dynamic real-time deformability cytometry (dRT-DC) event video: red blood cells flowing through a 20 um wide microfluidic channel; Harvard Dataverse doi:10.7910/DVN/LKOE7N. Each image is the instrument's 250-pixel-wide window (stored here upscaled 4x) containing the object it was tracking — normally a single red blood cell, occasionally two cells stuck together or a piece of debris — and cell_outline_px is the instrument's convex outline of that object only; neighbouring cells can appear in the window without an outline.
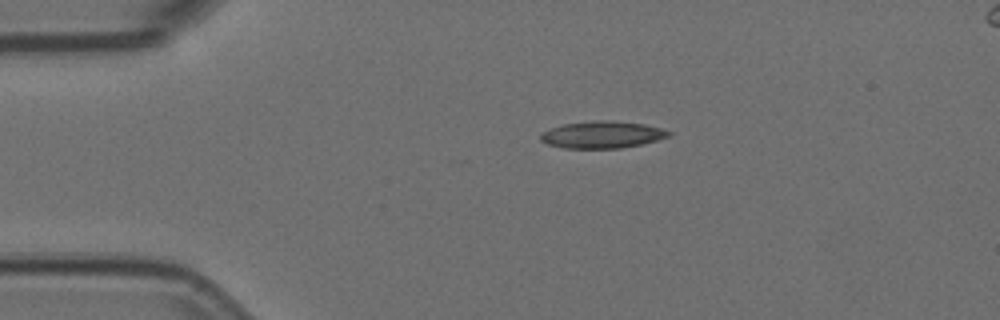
{"species": "Egyptian fruit bat (a non-hibernating species)", "species_latin": "Rousettus aegyptiacus", "temperature_condition": "room temperature", "stored_images_in_passage": 46, "camera_frame_rate_fps": 3000, "um_per_image_px": 0.085, "animal": {"sex": "female"}, "frame": {"image": 1, "passage_image": 1, "time_ms": 0.0, "image_size_px": [1000, 320], "cell_outline_px": [[672, 132], [668, 136], [656, 140], [640, 144], [620, 148], [560, 148], [548, 144], [540, 140], [540, 136], [544, 132], [552, 128], [564, 124], [596, 120], [612, 120], [644, 124], [660, 128]], "centroid_in_image_um": [51.17, 11.45], "position_along_channel_um": 33.8, "area_um2": 19.94}}
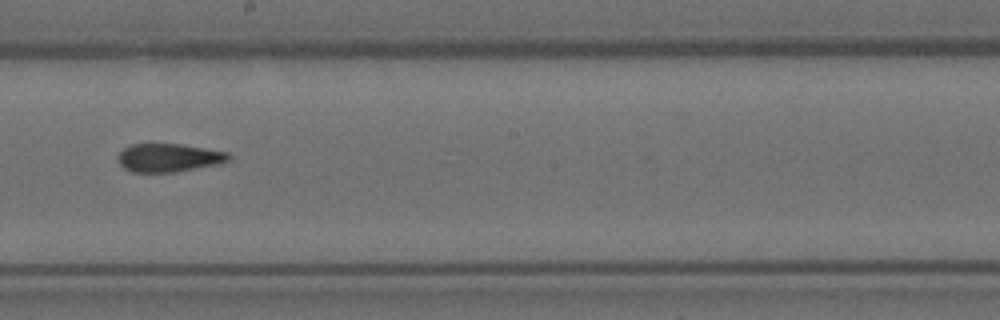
{"frame": {"image": 2, "passage_image": 21, "time_ms": 6.667, "image_size_px": [1000, 320], "cell_outline_px": [[232, 160], [220, 164], [176, 172], [132, 172], [124, 168], [120, 164], [116, 156], [124, 148], [132, 144], [180, 144], [228, 152], [232, 156]], "centroid_in_image_um": [14.38, 13.41], "position_along_channel_um": 233.8, "area_um2": 18.44}}
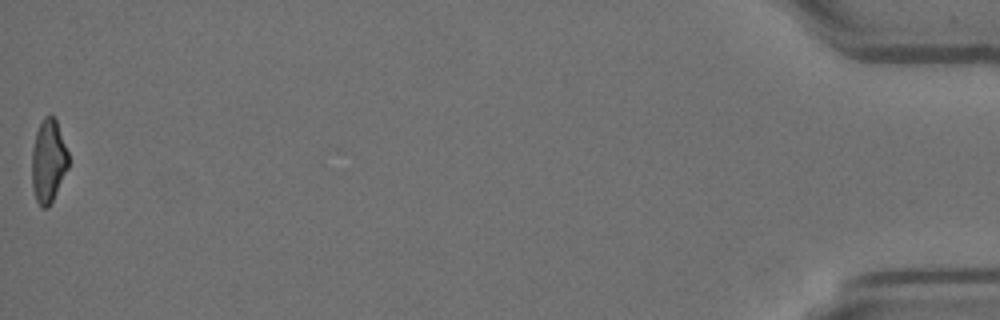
{"frame": {"image": 3, "passage_image": 46, "time_ms": 15.0, "image_size_px": [1000, 320], "cell_outline_px": [[68, 168], [48, 208], [40, 208], [36, 200], [32, 188], [32, 148], [36, 132], [44, 116], [52, 116], [56, 120], [68, 152]], "centroid_in_image_um": [4.09, 13.71], "position_along_channel_um": 431.1, "area_um2": 17.57}, "authors_computed_cell_mechanics": {"area_um2": 19.2185, "velocity_mm_per_s": 3.5874, "shape_relaxation_time_tau1_ms": null, "shape_relaxation_time_tau2_ms": 2.6769, "deformation_change_tau1": null, "deformation_change_tau2": 0.0909}}